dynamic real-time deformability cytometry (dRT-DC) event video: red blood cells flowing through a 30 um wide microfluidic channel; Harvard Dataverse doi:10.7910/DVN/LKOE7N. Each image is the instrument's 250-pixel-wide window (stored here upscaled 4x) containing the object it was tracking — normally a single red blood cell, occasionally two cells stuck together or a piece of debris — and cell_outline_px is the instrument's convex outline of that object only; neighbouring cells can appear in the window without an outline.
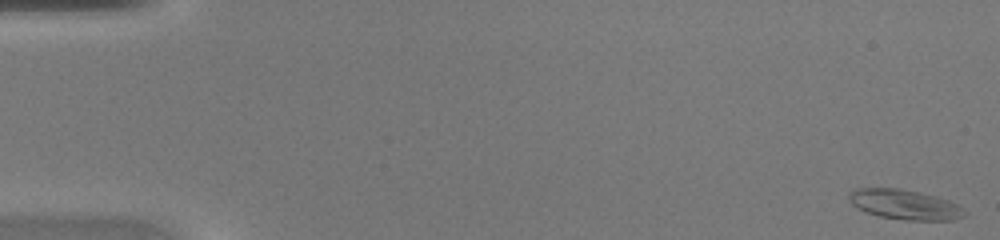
{"species": "common noctule bat (a hibernating species)", "species_latin": "Nyctalus noctula", "temperature_condition": "warm", "stored_images_in_passage": 32, "camera_frame_rate_fps": 3000, "um_per_image_px": 0.085, "animal": {"sex": "female", "body_mass_g": 20.0, "forearm_length_mm": 54.0}, "frame": {"image": 1, "passage_image": 1, "time_ms": 0.0, "image_size_px": [1000, 240], "cell_outline_px": [[968, 212], [964, 216], [952, 220], [908, 220], [880, 216], [864, 212], [852, 204], [848, 196], [848, 192], [856, 188], [900, 188], [936, 196], [948, 200], [956, 204]], "centroid_in_image_um": [76.89, 17.38], "position_along_channel_um": 8.1, "area_um2": 20.11}}
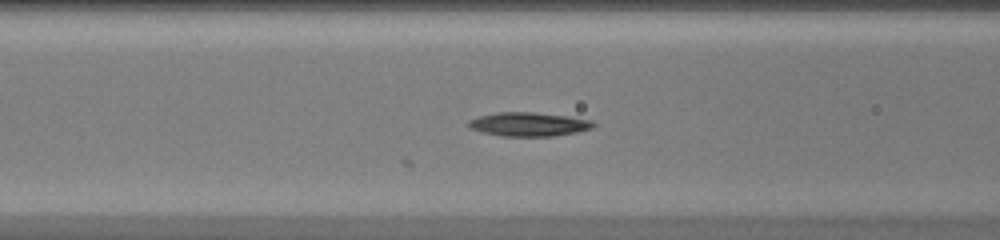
{"frame": {"image": 2, "passage_image": 19, "time_ms": 6.0, "image_size_px": [1000, 240], "cell_outline_px": [[596, 124], [592, 128], [576, 132], [552, 136], [500, 136], [468, 128], [468, 124], [472, 120], [480, 116], [496, 112], [532, 112], [568, 116], [592, 120]], "centroid_in_image_um": [44.97, 10.56], "position_along_channel_um": 121.6, "area_um2": 17.22}}
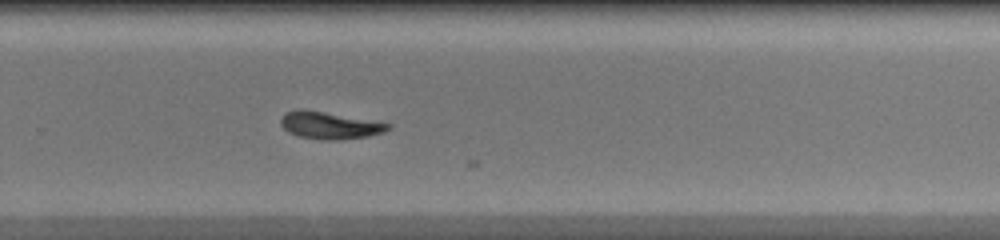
{"frame": {"image": 3, "passage_image": 31, "time_ms": 10.0, "image_size_px": [1000, 240], "cell_outline_px": [[392, 128], [384, 132], [368, 136], [340, 140], [324, 140], [300, 136], [288, 132], [280, 124], [280, 116], [284, 112], [300, 108], [304, 108], [392, 124]], "centroid_in_image_um": [27.99, 10.64], "position_along_channel_um": 301.8, "area_um2": 17.17}}